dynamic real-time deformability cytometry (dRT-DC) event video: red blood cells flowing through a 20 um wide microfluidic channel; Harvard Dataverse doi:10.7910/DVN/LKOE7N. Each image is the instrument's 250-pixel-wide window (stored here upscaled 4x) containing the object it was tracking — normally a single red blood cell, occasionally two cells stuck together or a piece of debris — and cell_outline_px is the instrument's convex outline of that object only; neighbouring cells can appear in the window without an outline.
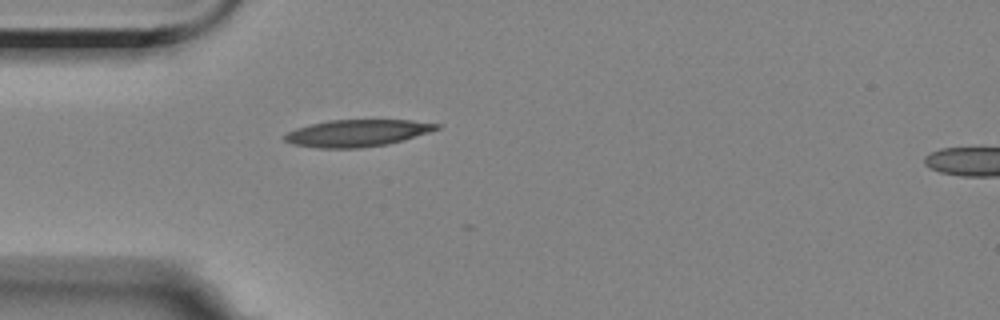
{"species": "Egyptian fruit bat (a non-hibernating species)", "species_latin": "Rousettus aegyptiacus", "temperature_condition": "room temperature", "stored_images_in_passage": 2, "camera_frame_rate_fps": 3000, "um_per_image_px": 0.085, "animal": {"sex": "female"}, "frame": {"image": 1, "passage_image": 1, "time_ms": 0.0, "image_size_px": [1000, 320], "cell_outline_px": [[440, 128], [404, 140], [388, 144], [360, 148], [316, 148], [292, 144], [284, 140], [284, 136], [288, 132], [296, 128], [308, 124], [328, 120], [412, 120], [440, 124]], "centroid_in_image_um": [30.33, 11.31], "position_along_channel_um": 54.7, "area_um2": 23.93}}